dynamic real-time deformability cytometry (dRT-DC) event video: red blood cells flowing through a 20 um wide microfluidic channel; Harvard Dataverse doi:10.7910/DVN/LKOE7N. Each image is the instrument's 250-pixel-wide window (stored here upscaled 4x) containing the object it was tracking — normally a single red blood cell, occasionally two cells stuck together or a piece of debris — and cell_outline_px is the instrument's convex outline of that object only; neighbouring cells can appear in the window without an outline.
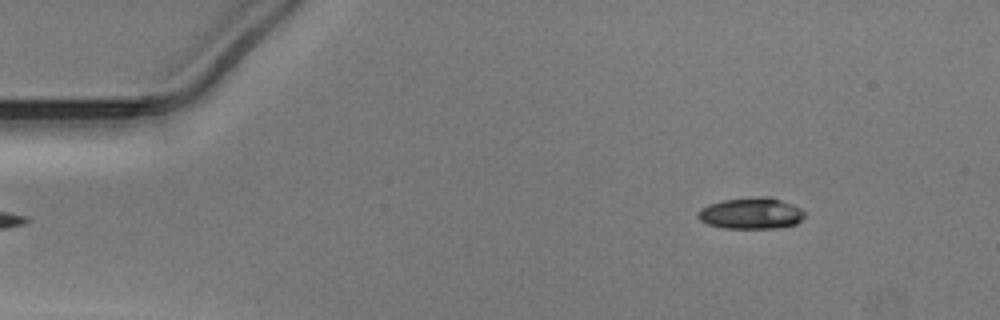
{"species": "Egyptian fruit bat (a non-hibernating species)", "species_latin": "Rousettus aegyptiacus", "temperature_condition": "warm", "stored_images_in_passage": 45, "camera_frame_rate_fps": 3000, "um_per_image_px": 0.085, "animal": {"sex": "male"}, "frame": {"image": 1, "passage_image": 1, "time_ms": 0.0, "image_size_px": [1000, 320], "cell_outline_px": [[804, 216], [796, 224], [776, 228], [724, 228], [708, 224], [700, 220], [696, 216], [696, 212], [700, 208], [708, 204], [724, 200], [756, 196], [772, 196], [792, 204], [800, 208], [804, 212]], "centroid_in_image_um": [63.82, 18.12], "position_along_channel_um": 21.2, "area_um2": 19.65}}
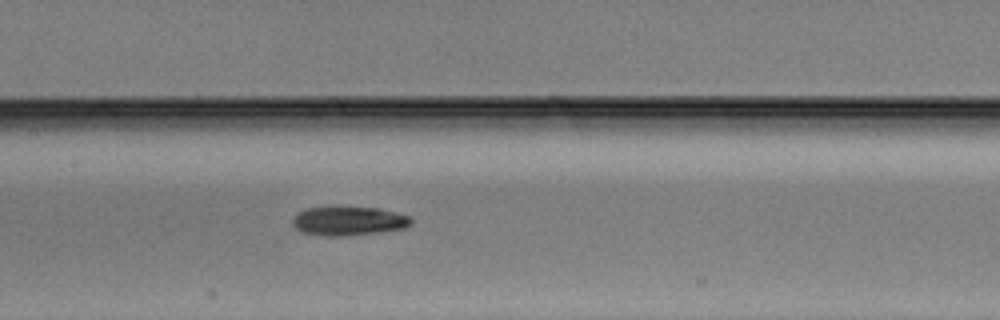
{"frame": {"image": 2, "passage_image": 19, "time_ms": 6.0, "image_size_px": [1000, 320], "cell_outline_px": [[412, 224], [404, 228], [376, 232], [344, 236], [324, 236], [304, 232], [296, 228], [292, 224], [292, 220], [300, 212], [308, 208], [380, 208], [396, 212], [408, 216], [412, 220]], "centroid_in_image_um": [29.66, 18.8], "position_along_channel_um": 177.7, "area_um2": 19.48}}
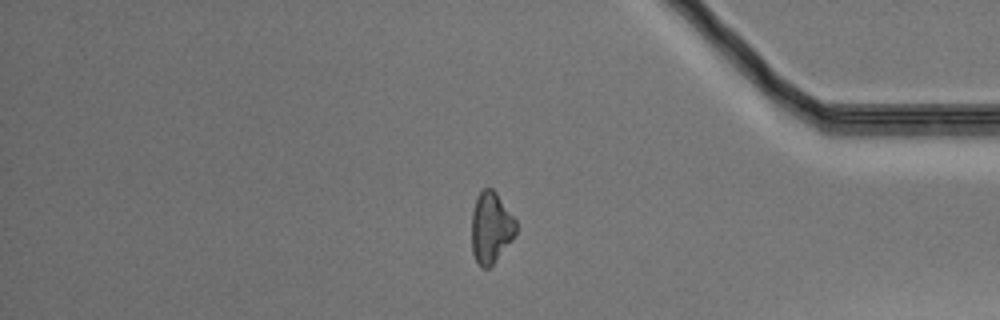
{"frame": {"image": 3, "passage_image": 37, "time_ms": 12.0, "image_size_px": [1000, 320], "cell_outline_px": [[516, 232], [512, 240], [492, 264], [488, 268], [484, 268], [476, 260], [472, 252], [472, 212], [476, 196], [484, 188], [492, 188], [496, 192], [516, 220]], "centroid_in_image_um": [41.72, 19.31], "position_along_channel_um": 393.5, "area_um2": 18.21}}